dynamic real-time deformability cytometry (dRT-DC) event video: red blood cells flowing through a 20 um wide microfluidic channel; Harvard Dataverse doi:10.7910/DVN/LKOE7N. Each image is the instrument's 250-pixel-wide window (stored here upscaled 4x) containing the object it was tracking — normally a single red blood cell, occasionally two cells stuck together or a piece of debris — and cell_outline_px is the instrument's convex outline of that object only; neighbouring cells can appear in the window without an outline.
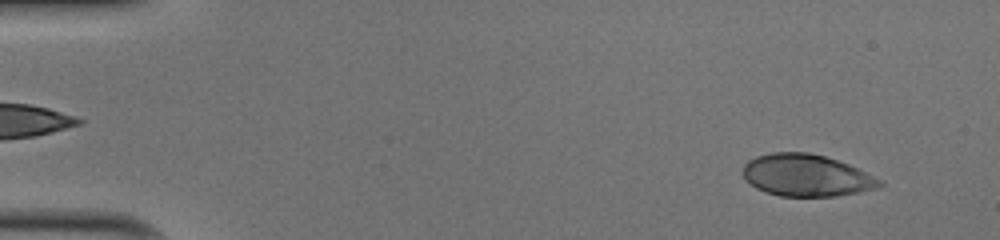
{"species": "human", "species_latin": "Homo sapiens", "temperature_condition": "cold", "stored_images_in_passage": 50, "camera_frame_rate_fps": 3000, "um_per_image_px": 0.085, "donor": {"sex": "male"}, "frame": {"image": 1, "passage_image": 4, "time_ms": 1.0, "image_size_px": [1000, 240], "cell_outline_px": [[884, 184], [876, 188], [836, 196], [780, 196], [764, 192], [756, 188], [744, 180], [744, 164], [748, 160], [756, 156], [772, 152], [808, 152], [824, 156], [848, 164], [880, 180]], "centroid_in_image_um": [68.48, 14.9], "position_along_channel_um": 16.5, "area_um2": 33.18}}
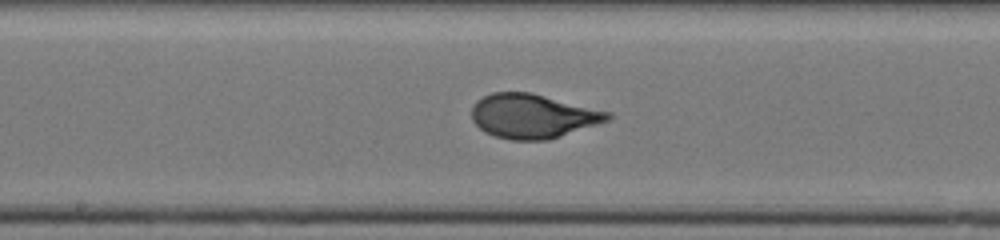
{"frame": {"image": 2, "passage_image": 27, "time_ms": 8.667, "image_size_px": [1000, 240], "cell_outline_px": [[612, 116], [608, 120], [548, 140], [512, 140], [496, 136], [484, 132], [472, 120], [472, 108], [476, 100], [492, 92], [532, 92], [612, 112]], "centroid_in_image_um": [45.28, 9.85], "position_along_channel_um": 202.9, "area_um2": 35.03}}
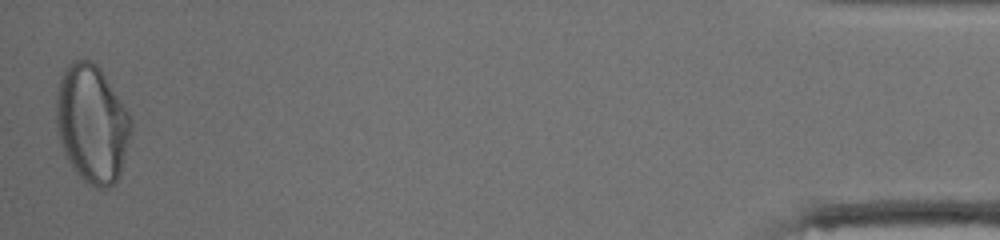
{"frame": {"image": 3, "passage_image": 50, "time_ms": 16.333, "image_size_px": [1000, 240], "cell_outline_px": [[132, 128], [120, 172], [116, 180], [108, 188], [96, 188], [84, 180], [76, 172], [68, 160], [64, 152], [60, 140], [56, 124], [56, 92], [60, 76], [64, 68], [72, 60], [84, 56], [92, 60], [100, 68], [128, 112], [132, 120]], "centroid_in_image_um": [7.79, 10.45], "position_along_channel_um": 427.4, "area_um2": 51.44}, "authors_computed_cell_mechanics": {"area_um2": 34.4488, "velocity_mm_per_s": 4.0371, "shape_relaxation_time_tau1_ms": 4.2676, "shape_relaxation_time_tau2_ms": null, "deformation_change_tau1": 0.2017, "deformation_change_tau2": null}}